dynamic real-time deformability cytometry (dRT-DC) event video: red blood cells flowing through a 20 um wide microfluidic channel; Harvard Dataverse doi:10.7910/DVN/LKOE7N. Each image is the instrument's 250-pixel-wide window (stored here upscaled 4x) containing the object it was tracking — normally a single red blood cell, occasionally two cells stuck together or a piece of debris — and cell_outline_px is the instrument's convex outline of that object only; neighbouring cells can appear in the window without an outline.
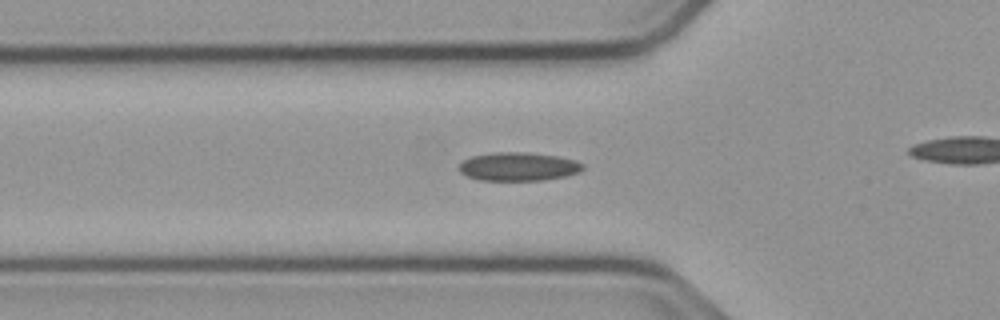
{"species": "common noctule bat (a hibernating species)", "species_latin": "Nyctalus noctula", "temperature_condition": "cold", "stored_images_in_passage": 41, "camera_frame_rate_fps": 3000, "um_per_image_px": 0.085, "animal": {"sex": "male", "body_mass_g": 23.1, "forearm_length_mm": 52.7}, "frame": {"image": 1, "passage_image": 16, "time_ms": 5.0, "image_size_px": [1000, 320], "cell_outline_px": [[584, 168], [580, 172], [568, 176], [544, 180], [480, 180], [468, 176], [460, 172], [460, 164], [464, 160], [472, 156], [496, 152], [520, 152], [556, 156], [576, 160], [584, 164]], "centroid_in_image_um": [44.11, 14.17], "position_along_channel_um": 81.7, "area_um2": 20.46}}
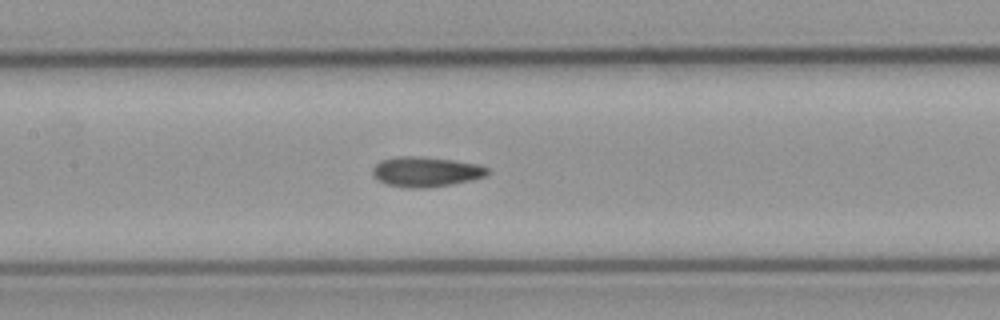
{"frame": {"image": 2, "passage_image": 23, "time_ms": 7.333, "image_size_px": [1000, 320], "cell_outline_px": [[492, 172], [484, 176], [472, 180], [452, 184], [424, 188], [408, 188], [388, 184], [380, 180], [372, 172], [372, 168], [380, 160], [396, 156], [420, 156], [452, 160], [480, 164], [488, 168]], "centroid_in_image_um": [36.24, 14.59], "position_along_channel_um": 171.2, "area_um2": 20.11}}
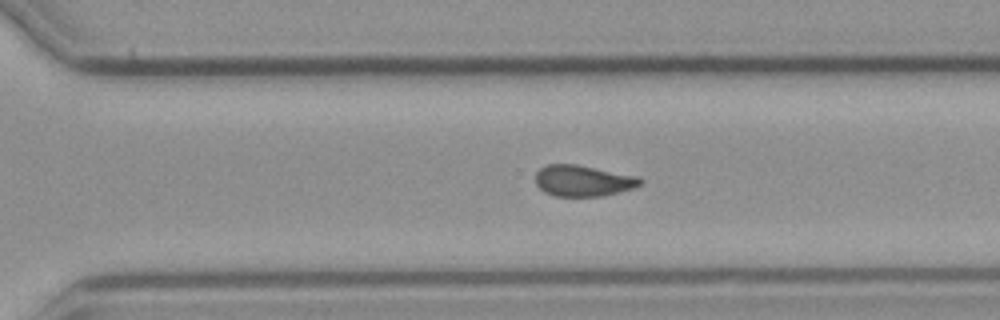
{"frame": {"image": 3, "passage_image": 35, "time_ms": 11.333, "image_size_px": [1000, 320], "cell_outline_px": [[644, 180], [640, 184], [632, 188], [600, 196], [552, 196], [544, 192], [536, 184], [536, 172], [540, 168], [548, 164], [576, 164], [640, 176]], "centroid_in_image_um": [49.55, 15.35], "position_along_channel_um": 321.1, "area_um2": 19.02}}